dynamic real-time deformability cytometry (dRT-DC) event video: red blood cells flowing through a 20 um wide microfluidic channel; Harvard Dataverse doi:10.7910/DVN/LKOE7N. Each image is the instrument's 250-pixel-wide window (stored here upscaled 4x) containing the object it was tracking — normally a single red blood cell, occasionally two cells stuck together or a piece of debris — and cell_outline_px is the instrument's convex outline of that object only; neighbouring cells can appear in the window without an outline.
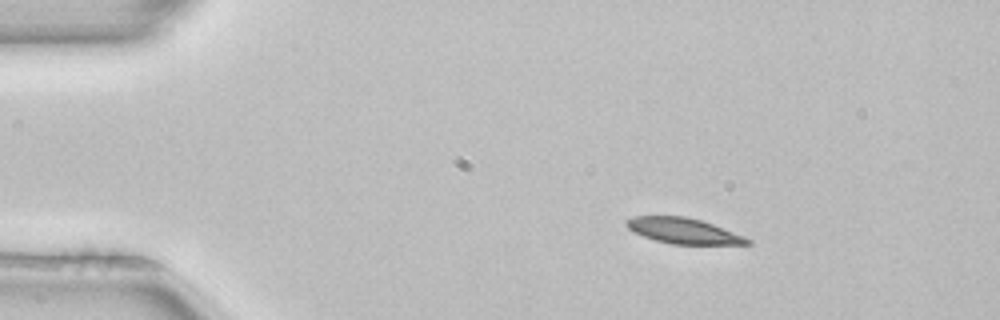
{"species": "common noctule bat (a hibernating species)", "species_latin": "Nyctalus noctula", "temperature_condition": "room temperature", "stored_images_in_passage": 4, "camera_frame_rate_fps": 3000, "um_per_image_px": 0.085, "animal": {"sex": "female", "body_mass_g": 22.7, "forearm_length_mm": 54.2}, "frame": {"image": 1, "passage_image": 2, "time_ms": 0.333, "image_size_px": [1000, 320], "cell_outline_px": [[752, 244], [672, 244], [656, 240], [644, 236], [628, 228], [624, 224], [624, 220], [632, 216], [684, 216], [700, 220], [712, 224], [744, 236], [752, 240]], "centroid_in_image_um": [58.07, 19.61], "position_along_channel_um": 26.9, "area_um2": 17.86}}
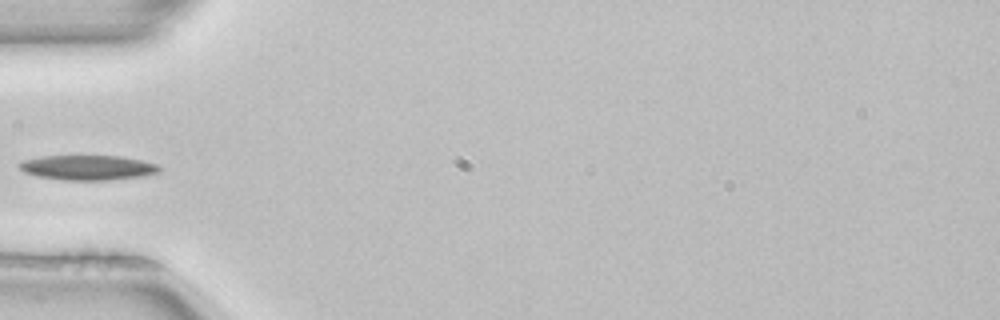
{"frame": {"image": 2, "passage_image": 4, "time_ms": 1.0, "image_size_px": [1000, 320], "cell_outline_px": [[160, 172], [144, 176], [108, 180], [64, 180], [36, 176], [24, 172], [16, 164], [24, 160], [40, 156], [120, 156], [140, 160], [156, 164], [160, 168]], "centroid_in_image_um": [7.43, 14.25], "position_along_channel_um": 77.6, "area_um2": 20.29}}